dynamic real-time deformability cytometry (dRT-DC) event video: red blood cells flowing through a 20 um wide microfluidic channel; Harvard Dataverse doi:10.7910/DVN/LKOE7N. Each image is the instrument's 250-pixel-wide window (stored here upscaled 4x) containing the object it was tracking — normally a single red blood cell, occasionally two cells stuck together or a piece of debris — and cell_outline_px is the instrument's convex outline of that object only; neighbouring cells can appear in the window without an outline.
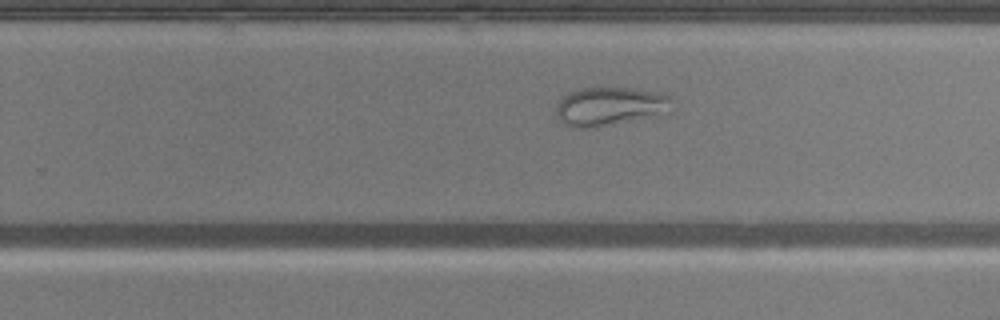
{"species": "common noctule bat (a hibernating species)", "species_latin": "Nyctalus noctula", "temperature_condition": "warm", "stored_images_in_passage": 44, "camera_frame_rate_fps": 3000, "um_per_image_px": 0.085, "animal": {"sex": "male", "body_mass_g": 20.5, "forearm_length_mm": 52.5}, "frame": {"image": 1, "passage_image": 30, "time_ms": 9.667, "image_size_px": [1000, 320], "cell_outline_px": [[668, 100], [656, 112], [592, 128], [572, 128], [564, 124], [560, 120], [556, 112], [556, 104], [568, 92], [576, 88], [636, 88], [656, 92], [668, 96]], "centroid_in_image_um": [51.55, 9.0], "position_along_channel_um": 278.3, "area_um2": 24.33}}
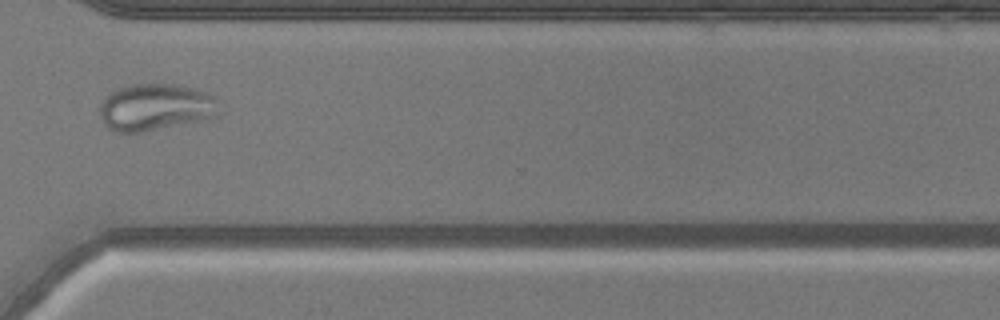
{"frame": {"image": 2, "passage_image": 36, "time_ms": 11.667, "image_size_px": [1000, 320], "cell_outline_px": [[216, 100], [208, 116], [200, 120], [140, 132], [112, 132], [104, 124], [100, 116], [100, 104], [104, 96], [112, 88], [128, 84], [176, 84], [208, 92]], "centroid_in_image_um": [13.02, 9.08], "position_along_channel_um": 357.6, "area_um2": 32.08}}
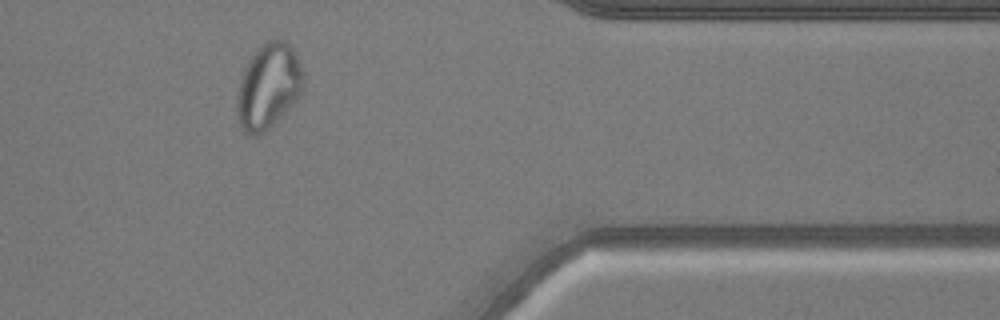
{"frame": {"image": 3, "passage_image": 40, "time_ms": 13.0, "image_size_px": [1000, 320], "cell_outline_px": [[304, 92], [264, 132], [256, 136], [244, 132], [240, 124], [236, 108], [236, 96], [240, 80], [244, 68], [248, 60], [256, 48], [264, 40], [284, 40], [292, 48], [300, 64], [304, 76]], "centroid_in_image_um": [22.81, 7.3], "position_along_channel_um": 388.6, "area_um2": 33.0}}